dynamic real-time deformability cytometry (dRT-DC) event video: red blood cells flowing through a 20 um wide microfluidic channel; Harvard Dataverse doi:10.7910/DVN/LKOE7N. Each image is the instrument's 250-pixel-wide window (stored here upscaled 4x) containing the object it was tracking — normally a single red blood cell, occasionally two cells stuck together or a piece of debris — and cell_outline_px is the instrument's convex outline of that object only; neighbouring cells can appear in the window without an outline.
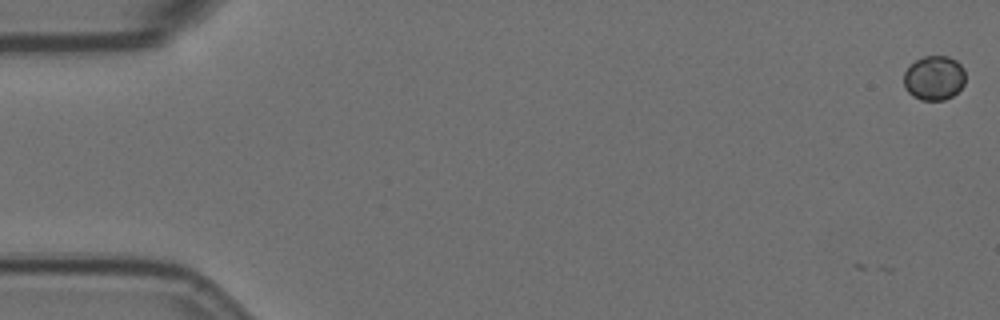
{"species": "Egyptian fruit bat (a non-hibernating species)", "species_latin": "Rousettus aegyptiacus", "temperature_condition": "room temperature", "stored_images_in_passage": 5, "camera_frame_rate_fps": 3000, "um_per_image_px": 0.085, "animal": {"sex": "female"}, "frame": {"image": 1, "passage_image": 1, "time_ms": 0.0, "image_size_px": [1000, 320], "cell_outline_px": [[964, 84], [952, 96], [944, 100], [920, 100], [912, 96], [904, 88], [904, 72], [916, 60], [924, 56], [948, 56], [956, 60], [964, 68]], "centroid_in_image_um": [79.39, 6.63], "position_along_channel_um": 5.6, "area_um2": 15.95}}